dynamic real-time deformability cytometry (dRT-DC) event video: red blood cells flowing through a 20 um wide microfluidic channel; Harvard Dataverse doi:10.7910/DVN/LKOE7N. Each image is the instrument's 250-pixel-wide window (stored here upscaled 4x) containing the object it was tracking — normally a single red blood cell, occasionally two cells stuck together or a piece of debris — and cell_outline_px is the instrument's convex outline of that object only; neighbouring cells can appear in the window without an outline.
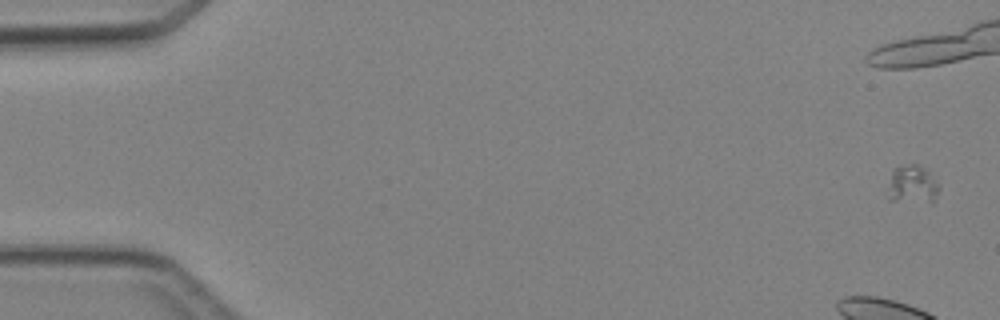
{"species": "Egyptian fruit bat (a non-hibernating species)", "species_latin": "Rousettus aegyptiacus", "temperature_condition": "cold", "stored_images_in_passage": 5, "camera_frame_rate_fps": 3000, "um_per_image_px": 0.085, "animal": {"sex": "female"}, "frame": {"image": 1, "passage_image": 1, "time_ms": 0.0, "image_size_px": [1000, 320], "cell_outline_px": [[940, 188], [936, 200], [932, 204], [888, 200], [892, 172], [896, 168], [908, 164], [920, 164], [928, 172]], "centroid_in_image_um": [77.61, 15.74], "position_along_channel_um": 7.4, "area_um2": 11.44}}